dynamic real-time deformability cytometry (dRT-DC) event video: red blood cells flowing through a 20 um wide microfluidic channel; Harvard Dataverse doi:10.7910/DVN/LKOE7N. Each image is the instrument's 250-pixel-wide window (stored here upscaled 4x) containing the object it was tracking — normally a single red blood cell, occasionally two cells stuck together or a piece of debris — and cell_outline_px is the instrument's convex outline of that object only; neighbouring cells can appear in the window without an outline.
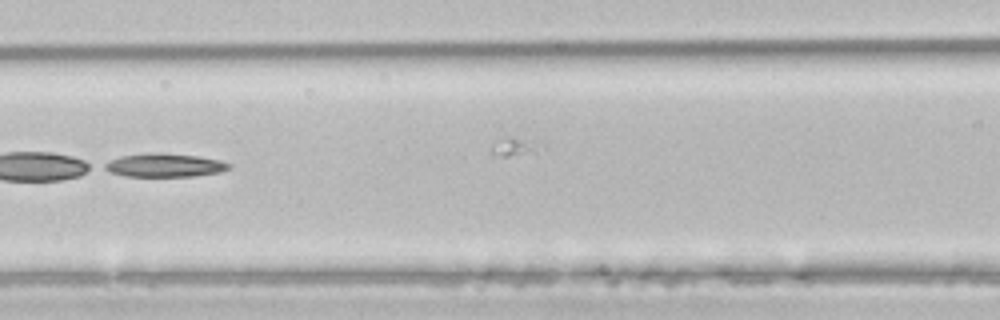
{"species": "common noctule bat (a hibernating species)", "species_latin": "Nyctalus noctula", "temperature_condition": "room temperature", "stored_images_in_passage": 41, "segment_of_instrument_passage": [2, 2], "camera_frame_rate_fps": 3000, "um_per_image_px": 0.085, "animal": {"sex": "male", "body_mass_g": 21.5, "forearm_length_mm": 52.0}, "frame": {"image": 1, "passage_image": 23, "time_ms": 7.333, "image_size_px": [1000, 320], "cell_outline_px": [[232, 168], [220, 172], [196, 176], [124, 176], [112, 172], [104, 168], [104, 164], [120, 156], [148, 152], [156, 152], [196, 156], [220, 160], [232, 164]], "centroid_in_image_um": [14.03, 14.04], "position_along_channel_um": 152.6, "area_um2": 16.99}}